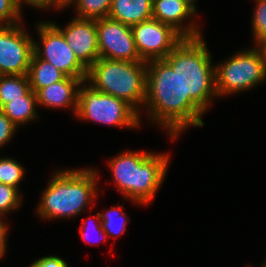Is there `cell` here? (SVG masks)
Returning a JSON list of instances; mask_svg holds the SVG:
<instances>
[{
	"instance_id": "9c48e42d",
	"label": "cell",
	"mask_w": 266,
	"mask_h": 267,
	"mask_svg": "<svg viewBox=\"0 0 266 267\" xmlns=\"http://www.w3.org/2000/svg\"><path fill=\"white\" fill-rule=\"evenodd\" d=\"M131 28L140 58L146 62L164 59L183 40L171 26L153 18Z\"/></svg>"
},
{
	"instance_id": "8992f818",
	"label": "cell",
	"mask_w": 266,
	"mask_h": 267,
	"mask_svg": "<svg viewBox=\"0 0 266 267\" xmlns=\"http://www.w3.org/2000/svg\"><path fill=\"white\" fill-rule=\"evenodd\" d=\"M77 116L116 126H139L138 113L124 100L92 86L78 89Z\"/></svg>"
},
{
	"instance_id": "44dd1931",
	"label": "cell",
	"mask_w": 266,
	"mask_h": 267,
	"mask_svg": "<svg viewBox=\"0 0 266 267\" xmlns=\"http://www.w3.org/2000/svg\"><path fill=\"white\" fill-rule=\"evenodd\" d=\"M23 174V167L13 159H0V183L18 188Z\"/></svg>"
},
{
	"instance_id": "e0dca14e",
	"label": "cell",
	"mask_w": 266,
	"mask_h": 267,
	"mask_svg": "<svg viewBox=\"0 0 266 267\" xmlns=\"http://www.w3.org/2000/svg\"><path fill=\"white\" fill-rule=\"evenodd\" d=\"M35 103L37 95L31 89L23 99H15L5 104L0 110L18 127L20 123H25L36 118Z\"/></svg>"
},
{
	"instance_id": "ac0fdd59",
	"label": "cell",
	"mask_w": 266,
	"mask_h": 267,
	"mask_svg": "<svg viewBox=\"0 0 266 267\" xmlns=\"http://www.w3.org/2000/svg\"><path fill=\"white\" fill-rule=\"evenodd\" d=\"M31 90L27 75H2L0 77V109L15 99H23Z\"/></svg>"
},
{
	"instance_id": "4dcf8cb0",
	"label": "cell",
	"mask_w": 266,
	"mask_h": 267,
	"mask_svg": "<svg viewBox=\"0 0 266 267\" xmlns=\"http://www.w3.org/2000/svg\"><path fill=\"white\" fill-rule=\"evenodd\" d=\"M88 229H89V228H88ZM81 230H82L81 236H82V238H83L84 240H86V239H87V236H86V233H87V232L85 231L86 229H85V228H84V229L81 228ZM87 240H88V239H87Z\"/></svg>"
},
{
	"instance_id": "3957f363",
	"label": "cell",
	"mask_w": 266,
	"mask_h": 267,
	"mask_svg": "<svg viewBox=\"0 0 266 267\" xmlns=\"http://www.w3.org/2000/svg\"><path fill=\"white\" fill-rule=\"evenodd\" d=\"M168 158L146 152H124L115 157L110 166L118 191L135 202H149L163 183Z\"/></svg>"
},
{
	"instance_id": "2e32d148",
	"label": "cell",
	"mask_w": 266,
	"mask_h": 267,
	"mask_svg": "<svg viewBox=\"0 0 266 267\" xmlns=\"http://www.w3.org/2000/svg\"><path fill=\"white\" fill-rule=\"evenodd\" d=\"M28 79L31 89L37 93L41 88L64 80L67 75L53 66L50 62L40 59L34 52L31 58Z\"/></svg>"
},
{
	"instance_id": "ffe728a7",
	"label": "cell",
	"mask_w": 266,
	"mask_h": 267,
	"mask_svg": "<svg viewBox=\"0 0 266 267\" xmlns=\"http://www.w3.org/2000/svg\"><path fill=\"white\" fill-rule=\"evenodd\" d=\"M113 212V213H112ZM113 215H112V214ZM116 213V215L114 214ZM122 217V218H121ZM124 213L121 212V210L119 211V209L117 210L116 206L115 208H112L110 210H108V212L106 214L103 213H98L96 214V218H101V222L100 225L98 224L97 226L95 225V228L97 231H99L100 233H103L104 236L106 237L107 235H119L120 233H124L125 232V224H126V218L124 217ZM122 219L120 223H116V219Z\"/></svg>"
},
{
	"instance_id": "f546056e",
	"label": "cell",
	"mask_w": 266,
	"mask_h": 267,
	"mask_svg": "<svg viewBox=\"0 0 266 267\" xmlns=\"http://www.w3.org/2000/svg\"><path fill=\"white\" fill-rule=\"evenodd\" d=\"M72 1H75L73 3H77L78 0H57V8H62L64 6H67Z\"/></svg>"
},
{
	"instance_id": "1f68e13d",
	"label": "cell",
	"mask_w": 266,
	"mask_h": 267,
	"mask_svg": "<svg viewBox=\"0 0 266 267\" xmlns=\"http://www.w3.org/2000/svg\"><path fill=\"white\" fill-rule=\"evenodd\" d=\"M188 4H190L194 9H195V7H194V4H193V2L195 1V0H185Z\"/></svg>"
},
{
	"instance_id": "d6986e66",
	"label": "cell",
	"mask_w": 266,
	"mask_h": 267,
	"mask_svg": "<svg viewBox=\"0 0 266 267\" xmlns=\"http://www.w3.org/2000/svg\"><path fill=\"white\" fill-rule=\"evenodd\" d=\"M112 0H78L76 5L78 10L77 18L80 19H100L108 17Z\"/></svg>"
},
{
	"instance_id": "52a82bcc",
	"label": "cell",
	"mask_w": 266,
	"mask_h": 267,
	"mask_svg": "<svg viewBox=\"0 0 266 267\" xmlns=\"http://www.w3.org/2000/svg\"><path fill=\"white\" fill-rule=\"evenodd\" d=\"M265 77L266 63L259 48L242 52L215 68L217 96L249 89Z\"/></svg>"
},
{
	"instance_id": "cb8c5ba5",
	"label": "cell",
	"mask_w": 266,
	"mask_h": 267,
	"mask_svg": "<svg viewBox=\"0 0 266 267\" xmlns=\"http://www.w3.org/2000/svg\"><path fill=\"white\" fill-rule=\"evenodd\" d=\"M256 1L258 3L252 19V27L258 43L266 37V0Z\"/></svg>"
},
{
	"instance_id": "277c9868",
	"label": "cell",
	"mask_w": 266,
	"mask_h": 267,
	"mask_svg": "<svg viewBox=\"0 0 266 267\" xmlns=\"http://www.w3.org/2000/svg\"><path fill=\"white\" fill-rule=\"evenodd\" d=\"M146 61L129 62L98 58L87 70L86 80L94 89L124 100L137 113L136 103L146 98ZM93 83V84H92Z\"/></svg>"
},
{
	"instance_id": "4fadbf2b",
	"label": "cell",
	"mask_w": 266,
	"mask_h": 267,
	"mask_svg": "<svg viewBox=\"0 0 266 267\" xmlns=\"http://www.w3.org/2000/svg\"><path fill=\"white\" fill-rule=\"evenodd\" d=\"M195 9L185 0H153L152 18L171 26L183 38L200 37V32L193 27L180 26L183 19L193 15ZM186 17V18H185ZM187 28V29H185Z\"/></svg>"
},
{
	"instance_id": "5bb4252c",
	"label": "cell",
	"mask_w": 266,
	"mask_h": 267,
	"mask_svg": "<svg viewBox=\"0 0 266 267\" xmlns=\"http://www.w3.org/2000/svg\"><path fill=\"white\" fill-rule=\"evenodd\" d=\"M83 81L80 78L67 76L64 80L50 84L47 87L41 88L37 93V103L49 107H64L73 106L75 113L77 111L78 89L79 84Z\"/></svg>"
},
{
	"instance_id": "ba28073f",
	"label": "cell",
	"mask_w": 266,
	"mask_h": 267,
	"mask_svg": "<svg viewBox=\"0 0 266 267\" xmlns=\"http://www.w3.org/2000/svg\"><path fill=\"white\" fill-rule=\"evenodd\" d=\"M37 29L41 36L43 51L34 42V53L40 59L50 62L67 76L80 78L86 82L87 69L75 57L73 50L66 43L62 32L55 24L40 23Z\"/></svg>"
},
{
	"instance_id": "7402d4cb",
	"label": "cell",
	"mask_w": 266,
	"mask_h": 267,
	"mask_svg": "<svg viewBox=\"0 0 266 267\" xmlns=\"http://www.w3.org/2000/svg\"><path fill=\"white\" fill-rule=\"evenodd\" d=\"M18 191L15 187L0 183V215L19 207L20 195Z\"/></svg>"
},
{
	"instance_id": "f1b7e54d",
	"label": "cell",
	"mask_w": 266,
	"mask_h": 267,
	"mask_svg": "<svg viewBox=\"0 0 266 267\" xmlns=\"http://www.w3.org/2000/svg\"><path fill=\"white\" fill-rule=\"evenodd\" d=\"M260 46L259 50L262 53L263 59L265 60L266 63V37L264 39H262L261 41L258 42Z\"/></svg>"
},
{
	"instance_id": "7a4b0ae2",
	"label": "cell",
	"mask_w": 266,
	"mask_h": 267,
	"mask_svg": "<svg viewBox=\"0 0 266 267\" xmlns=\"http://www.w3.org/2000/svg\"><path fill=\"white\" fill-rule=\"evenodd\" d=\"M201 36L183 40L164 58L181 79L182 93L205 112L217 95L215 69ZM212 95V96H211Z\"/></svg>"
},
{
	"instance_id": "7c38bea8",
	"label": "cell",
	"mask_w": 266,
	"mask_h": 267,
	"mask_svg": "<svg viewBox=\"0 0 266 267\" xmlns=\"http://www.w3.org/2000/svg\"><path fill=\"white\" fill-rule=\"evenodd\" d=\"M55 26L62 32L75 57L88 70L100 57L96 19L74 18L64 30Z\"/></svg>"
},
{
	"instance_id": "4316f807",
	"label": "cell",
	"mask_w": 266,
	"mask_h": 267,
	"mask_svg": "<svg viewBox=\"0 0 266 267\" xmlns=\"http://www.w3.org/2000/svg\"><path fill=\"white\" fill-rule=\"evenodd\" d=\"M22 1L33 5L34 7L36 6L40 8L42 7L47 8L48 6H51V5H55V7H57V0H20V4Z\"/></svg>"
},
{
	"instance_id": "5b68a950",
	"label": "cell",
	"mask_w": 266,
	"mask_h": 267,
	"mask_svg": "<svg viewBox=\"0 0 266 267\" xmlns=\"http://www.w3.org/2000/svg\"><path fill=\"white\" fill-rule=\"evenodd\" d=\"M96 179L91 169L58 172L43 194L39 214L45 219L78 214L95 197Z\"/></svg>"
},
{
	"instance_id": "30bf717a",
	"label": "cell",
	"mask_w": 266,
	"mask_h": 267,
	"mask_svg": "<svg viewBox=\"0 0 266 267\" xmlns=\"http://www.w3.org/2000/svg\"><path fill=\"white\" fill-rule=\"evenodd\" d=\"M100 58L129 62L143 61L132 28L109 17L96 19Z\"/></svg>"
},
{
	"instance_id": "9a60e30c",
	"label": "cell",
	"mask_w": 266,
	"mask_h": 267,
	"mask_svg": "<svg viewBox=\"0 0 266 267\" xmlns=\"http://www.w3.org/2000/svg\"><path fill=\"white\" fill-rule=\"evenodd\" d=\"M153 0H112L108 17L127 26L152 19Z\"/></svg>"
},
{
	"instance_id": "603a6c76",
	"label": "cell",
	"mask_w": 266,
	"mask_h": 267,
	"mask_svg": "<svg viewBox=\"0 0 266 267\" xmlns=\"http://www.w3.org/2000/svg\"><path fill=\"white\" fill-rule=\"evenodd\" d=\"M20 5V0H0V22L2 26L4 23V26L14 25L17 19L20 20Z\"/></svg>"
},
{
	"instance_id": "6da1fadb",
	"label": "cell",
	"mask_w": 266,
	"mask_h": 267,
	"mask_svg": "<svg viewBox=\"0 0 266 267\" xmlns=\"http://www.w3.org/2000/svg\"><path fill=\"white\" fill-rule=\"evenodd\" d=\"M147 82L145 103L151 107V117L170 130L172 139L188 125L203 126L204 113L190 98L182 93L181 79L164 59L146 62Z\"/></svg>"
},
{
	"instance_id": "484cf974",
	"label": "cell",
	"mask_w": 266,
	"mask_h": 267,
	"mask_svg": "<svg viewBox=\"0 0 266 267\" xmlns=\"http://www.w3.org/2000/svg\"><path fill=\"white\" fill-rule=\"evenodd\" d=\"M30 267H68L60 257L47 256L35 261Z\"/></svg>"
},
{
	"instance_id": "d4e9b609",
	"label": "cell",
	"mask_w": 266,
	"mask_h": 267,
	"mask_svg": "<svg viewBox=\"0 0 266 267\" xmlns=\"http://www.w3.org/2000/svg\"><path fill=\"white\" fill-rule=\"evenodd\" d=\"M16 125L0 110V147L12 137Z\"/></svg>"
},
{
	"instance_id": "8fae6325",
	"label": "cell",
	"mask_w": 266,
	"mask_h": 267,
	"mask_svg": "<svg viewBox=\"0 0 266 267\" xmlns=\"http://www.w3.org/2000/svg\"><path fill=\"white\" fill-rule=\"evenodd\" d=\"M16 24L0 26V71L2 75H27L34 41Z\"/></svg>"
},
{
	"instance_id": "83f0119b",
	"label": "cell",
	"mask_w": 266,
	"mask_h": 267,
	"mask_svg": "<svg viewBox=\"0 0 266 267\" xmlns=\"http://www.w3.org/2000/svg\"><path fill=\"white\" fill-rule=\"evenodd\" d=\"M0 217H1V215H0ZM0 220H1V218H0ZM6 233H7L6 225H4L3 222L0 221V257H2L4 252H5Z\"/></svg>"
}]
</instances>
